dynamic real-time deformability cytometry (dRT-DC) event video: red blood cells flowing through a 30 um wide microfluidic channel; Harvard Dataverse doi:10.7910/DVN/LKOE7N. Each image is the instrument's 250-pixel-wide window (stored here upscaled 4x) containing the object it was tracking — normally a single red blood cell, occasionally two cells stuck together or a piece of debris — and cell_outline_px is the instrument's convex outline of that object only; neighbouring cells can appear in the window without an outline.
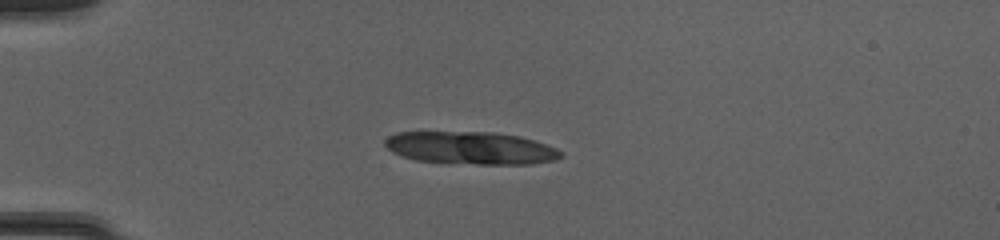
{"species": "common noctule bat (a hibernating species)", "species_latin": "Nyctalus noctula", "temperature_condition": "cold", "stored_images_in_passage": 18, "camera_frame_rate_fps": 3000, "um_per_image_px": 0.085, "animal": {"sex": "female", "body_mass_g": 20.0, "forearm_length_mm": 54.0}, "frame": {"image": 1, "passage_image": 11, "time_ms": 3.333, "image_size_px": [1000, 240], "cell_outline_px": [[564, 156], [556, 160], [532, 164], [476, 164], [416, 160], [400, 156], [392, 152], [384, 144], [384, 140], [388, 136], [396, 132], [492, 132], [520, 136], [556, 148]], "centroid_in_image_um": [39.99, 12.58], "position_along_channel_um": 45.0, "area_um2": 33.41}}